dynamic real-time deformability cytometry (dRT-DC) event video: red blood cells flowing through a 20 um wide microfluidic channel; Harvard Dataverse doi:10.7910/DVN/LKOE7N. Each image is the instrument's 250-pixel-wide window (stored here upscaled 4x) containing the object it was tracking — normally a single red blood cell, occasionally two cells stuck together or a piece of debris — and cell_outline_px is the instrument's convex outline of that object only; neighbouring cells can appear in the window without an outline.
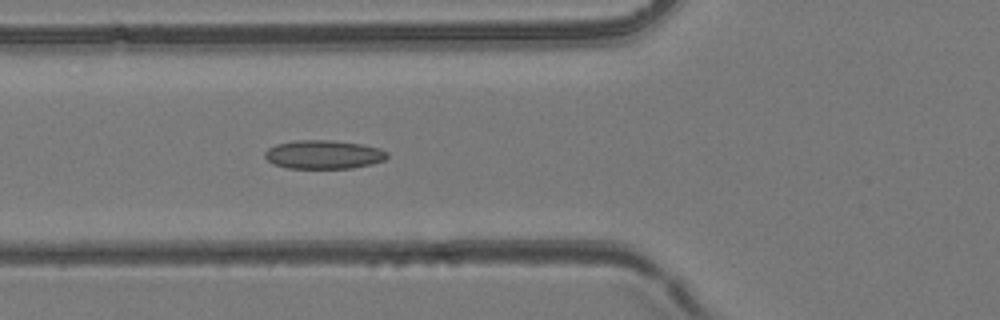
{"species": "common noctule bat (a hibernating species)", "species_latin": "Nyctalus noctula", "temperature_condition": "room temperature", "stored_images_in_passage": 49, "camera_frame_rate_fps": 3000, "um_per_image_px": 0.085, "animal": {"sex": "female", "body_mass_g": 24.6, "forearm_length_mm": 56.2}, "frame": {"image": 1, "passage_image": 19, "time_ms": 6.0, "image_size_px": [1000, 320], "cell_outline_px": [[388, 156], [384, 160], [372, 164], [352, 168], [288, 168], [272, 164], [264, 156], [264, 152], [268, 148], [276, 144], [296, 140], [332, 140], [360, 144], [380, 148], [388, 152]], "centroid_in_image_um": [27.5, 13.13], "position_along_channel_um": 98.3, "area_um2": 20.52}}
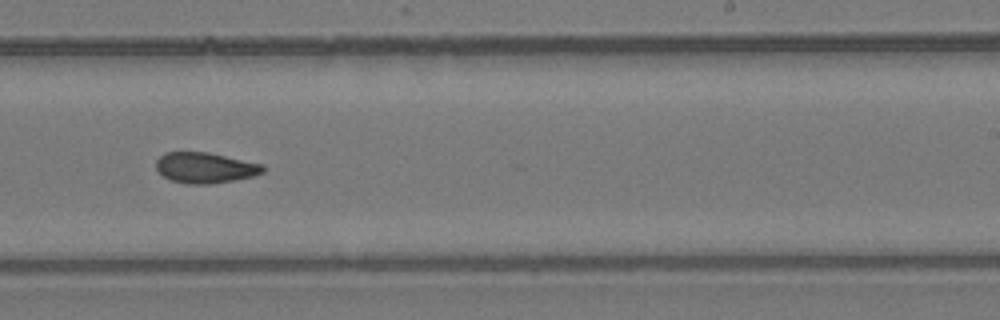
{"frame": {"image": 2, "passage_image": 31, "time_ms": 10.0, "image_size_px": [1000, 320], "cell_outline_px": [[264, 172], [252, 176], [236, 180], [212, 184], [184, 184], [172, 180], [164, 176], [156, 168], [156, 160], [164, 152], [208, 152], [264, 164]], "centroid_in_image_um": [17.45, 14.26], "position_along_channel_um": 271.6, "area_um2": 19.19}}
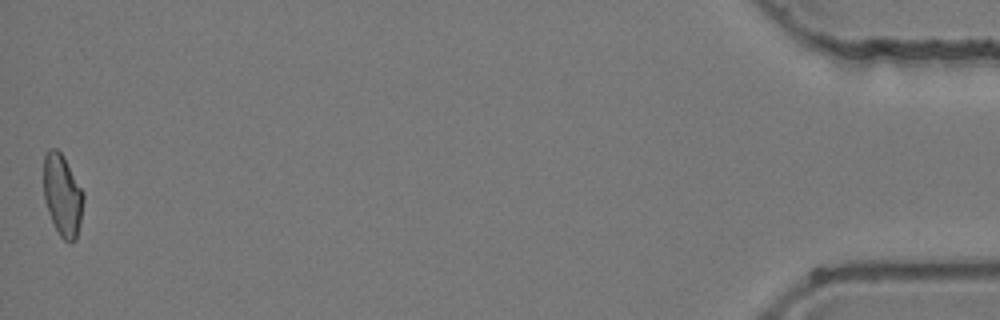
{"frame": {"image": 3, "passage_image": 49, "time_ms": 16.0, "image_size_px": [1000, 320], "cell_outline_px": [[84, 200], [80, 224], [76, 240], [72, 244], [64, 240], [60, 236], [48, 212], [44, 200], [44, 156], [48, 148], [56, 148], [64, 156], [84, 192]], "centroid_in_image_um": [5.32, 16.59], "position_along_channel_um": 429.9, "area_um2": 19.19}}